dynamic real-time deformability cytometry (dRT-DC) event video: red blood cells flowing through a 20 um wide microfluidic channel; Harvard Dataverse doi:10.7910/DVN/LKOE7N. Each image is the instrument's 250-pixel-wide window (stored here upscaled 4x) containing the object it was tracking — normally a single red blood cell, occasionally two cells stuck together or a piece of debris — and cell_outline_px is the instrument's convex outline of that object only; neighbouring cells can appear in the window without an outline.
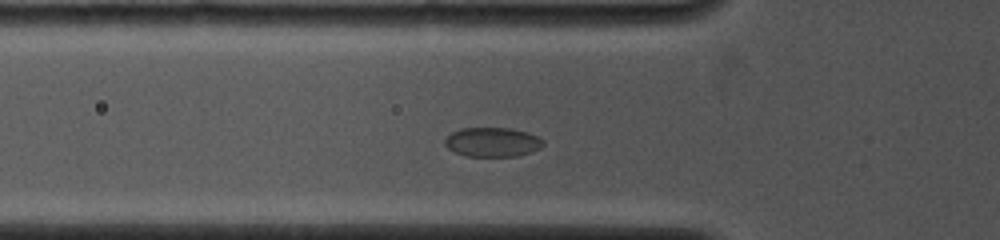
{"species": "common noctule bat (a hibernating species)", "species_latin": "Nyctalus noctula", "temperature_condition": "cold", "stored_images_in_passage": 19, "camera_frame_rate_fps": 4000, "um_per_image_px": 0.085, "animal": {"sex": "female", "body_mass_g": 19.0, "forearm_length_mm": 53.3}, "frame": {"image": 1, "passage_image": 6, "time_ms": 2.5, "image_size_px": [1000, 240], "cell_outline_px": [[544, 144], [540, 148], [532, 152], [516, 156], [464, 156], [448, 148], [444, 144], [444, 140], [452, 132], [460, 128], [512, 128], [536, 136], [544, 140]], "centroid_in_image_um": [41.85, 12.08], "position_along_channel_um": 84.0, "area_um2": 16.76}}
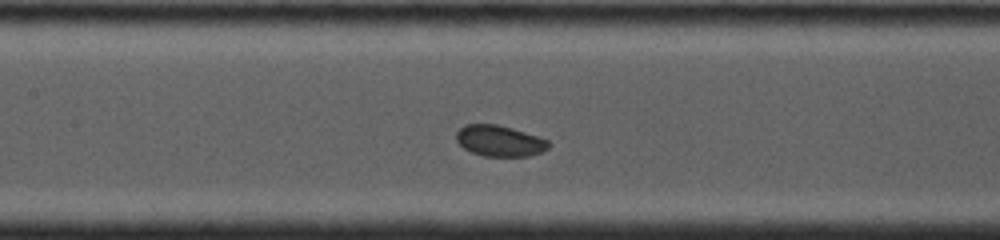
{"frame": {"image": 2, "passage_image": 12, "time_ms": 4.5, "image_size_px": [1000, 240], "cell_outline_px": [[552, 144], [548, 148], [540, 152], [528, 156], [484, 156], [472, 152], [464, 148], [456, 140], [456, 132], [464, 124], [496, 124], [512, 128], [548, 140]], "centroid_in_image_um": [42.45, 11.97], "position_along_channel_um": 164.9, "area_um2": 16.59}}
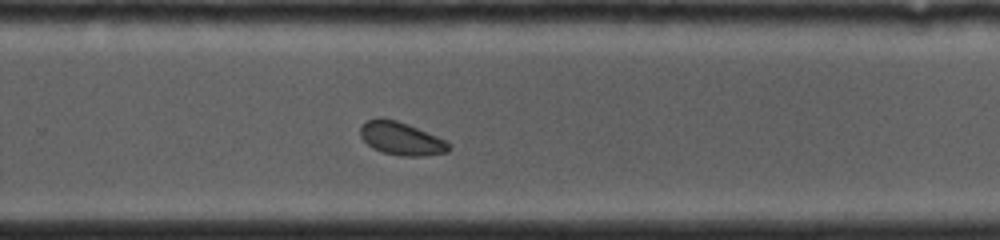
{"frame": {"image": 3, "passage_image": 19, "time_ms": 7.75, "image_size_px": [1000, 240], "cell_outline_px": [[452, 148], [448, 152], [424, 156], [400, 156], [384, 152], [372, 148], [360, 136], [360, 124], [364, 120], [380, 116], [396, 120], [408, 124], [436, 136], [452, 144]], "centroid_in_image_um": [34.08, 11.76], "position_along_channel_um": 295.7, "area_um2": 17.34}}